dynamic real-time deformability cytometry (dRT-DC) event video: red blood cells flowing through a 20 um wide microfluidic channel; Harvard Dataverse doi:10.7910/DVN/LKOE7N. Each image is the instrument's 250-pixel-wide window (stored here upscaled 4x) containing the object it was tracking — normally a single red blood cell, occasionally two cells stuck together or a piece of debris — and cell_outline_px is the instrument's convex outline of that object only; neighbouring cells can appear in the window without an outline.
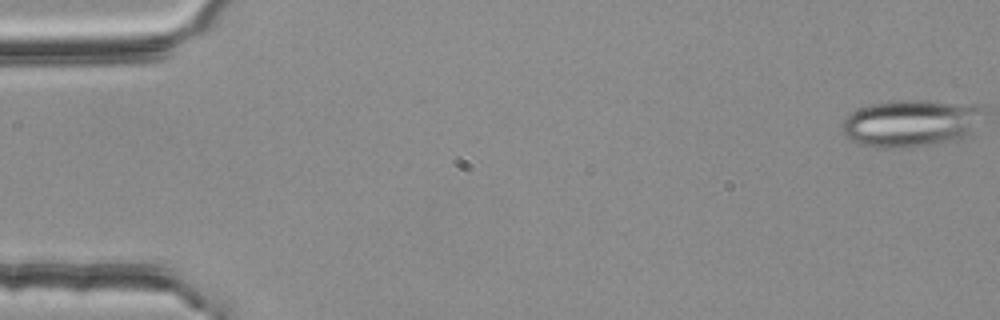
{"species": "common noctule bat (a hibernating species)", "species_latin": "Nyctalus noctula", "temperature_condition": "room temperature", "stored_images_in_passage": 5, "camera_frame_rate_fps": 3000, "um_per_image_px": 0.085, "animal": {"sex": "female", "body_mass_g": 25.1}, "frame": {"image": 1, "passage_image": 1, "time_ms": 0.0, "image_size_px": [1000, 320], "cell_outline_px": [[984, 108], [972, 132], [968, 136], [960, 140], [904, 148], [876, 148], [860, 144], [852, 140], [844, 132], [840, 124], [852, 112], [860, 108], [872, 104], [900, 100], [924, 100], [984, 104]], "centroid_in_image_um": [77.48, 10.47], "position_along_channel_um": 7.5, "area_um2": 39.13}}